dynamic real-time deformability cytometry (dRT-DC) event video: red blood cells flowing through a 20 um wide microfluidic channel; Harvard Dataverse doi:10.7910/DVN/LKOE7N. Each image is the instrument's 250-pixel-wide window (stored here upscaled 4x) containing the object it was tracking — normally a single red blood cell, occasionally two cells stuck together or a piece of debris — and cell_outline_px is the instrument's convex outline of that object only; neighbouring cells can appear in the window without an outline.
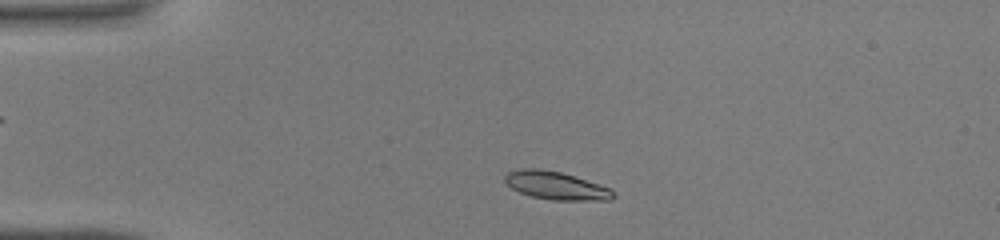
{"species": "common noctule bat (a hibernating species)", "species_latin": "Nyctalus noctula", "temperature_condition": "warm", "stored_images_in_passage": 36, "camera_frame_rate_fps": 3000, "um_per_image_px": 0.085, "animal": {"sex": "male", "body_mass_g": 19.0, "forearm_length_mm": 50.8}, "frame": {"image": 1, "passage_image": 2, "time_ms": 0.333, "image_size_px": [1000, 240], "cell_outline_px": [[616, 196], [608, 200], [552, 200], [532, 196], [520, 192], [512, 188], [504, 180], [504, 176], [508, 172], [520, 168], [540, 168], [560, 172], [600, 184], [612, 188], [616, 192]], "centroid_in_image_um": [47.29, 15.77], "position_along_channel_um": 37.7, "area_um2": 17.74}}
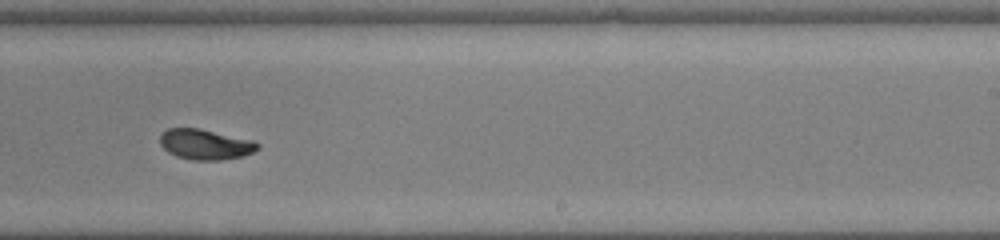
{"frame": {"image": 2, "passage_image": 20, "time_ms": 6.333, "image_size_px": [1000, 240], "cell_outline_px": [[260, 148], [244, 156], [220, 160], [192, 160], [176, 156], [168, 152], [160, 144], [160, 136], [168, 128], [200, 128], [252, 140], [260, 144]], "centroid_in_image_um": [17.46, 12.27], "position_along_channel_um": 271.5, "area_um2": 17.28}}
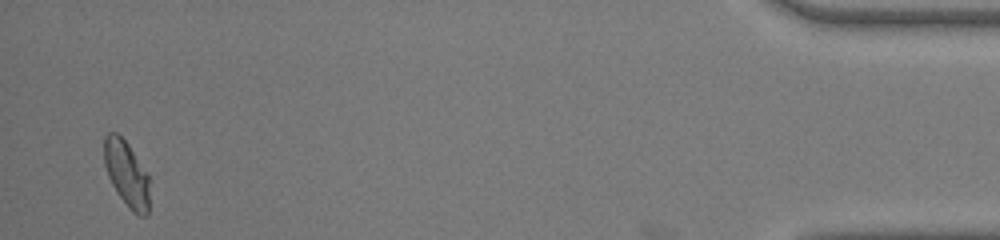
{"frame": {"image": 3, "passage_image": 35, "time_ms": 11.333, "image_size_px": [1000, 240], "cell_outline_px": [[148, 212], [144, 216], [140, 216], [132, 212], [128, 208], [112, 184], [108, 176], [104, 164], [104, 136], [108, 132], [116, 132], [128, 144], [148, 176]], "centroid_in_image_um": [10.73, 14.76], "position_along_channel_um": 424.5, "area_um2": 17.05}}